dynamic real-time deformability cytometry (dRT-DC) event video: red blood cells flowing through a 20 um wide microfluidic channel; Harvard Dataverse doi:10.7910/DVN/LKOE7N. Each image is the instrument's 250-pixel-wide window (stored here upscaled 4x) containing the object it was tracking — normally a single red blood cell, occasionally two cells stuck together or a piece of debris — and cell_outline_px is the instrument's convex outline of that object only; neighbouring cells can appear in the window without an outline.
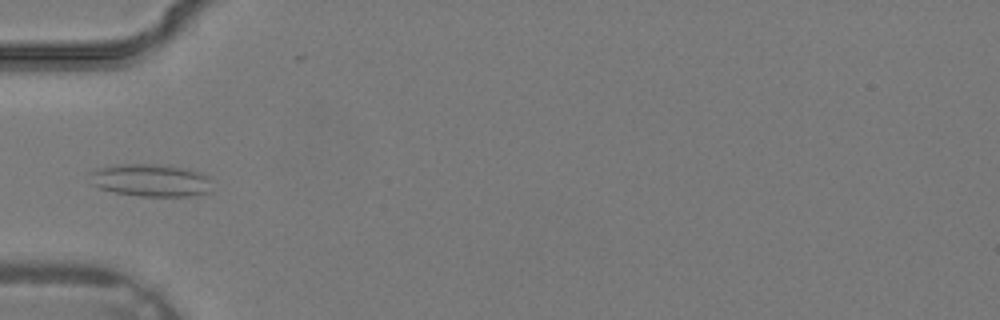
{"species": "common noctule bat (a hibernating species)", "species_latin": "Nyctalus noctula", "temperature_condition": "warm", "stored_images_in_passage": 36, "camera_frame_rate_fps": 3000, "um_per_image_px": 0.085, "animal": {"sex": "male", "body_mass_g": 19.2, "forearm_length_mm": 51.8}, "frame": {"image": 1, "passage_image": 12, "time_ms": 3.667, "image_size_px": [1000, 320], "cell_outline_px": [[212, 192], [188, 196], [140, 196], [116, 192], [100, 188], [92, 184], [88, 172], [96, 168], [120, 164], [160, 164], [184, 168], [200, 172], [208, 176]], "centroid_in_image_um": [12.8, 15.32], "position_along_channel_um": 72.2, "area_um2": 23.29}}
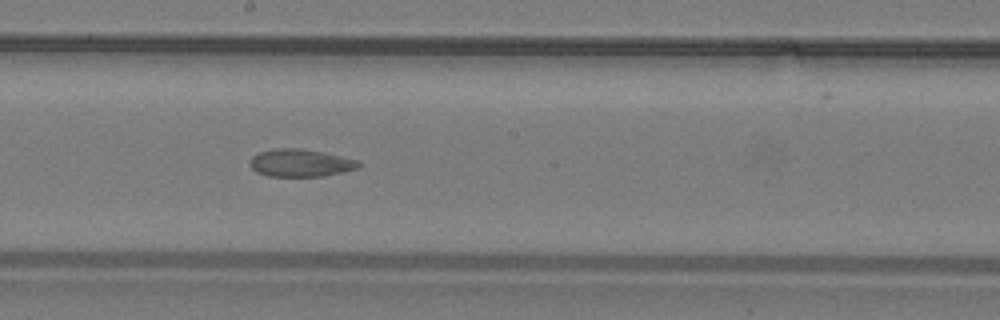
{"frame": {"image": 2, "passage_image": 20, "time_ms": 6.333, "image_size_px": [1000, 320], "cell_outline_px": [[360, 168], [320, 176], [268, 176], [256, 172], [248, 164], [252, 156], [260, 152], [276, 148], [300, 148], [324, 152], [360, 160]], "centroid_in_image_um": [25.54, 13.84], "position_along_channel_um": 222.7, "area_um2": 17.51}}
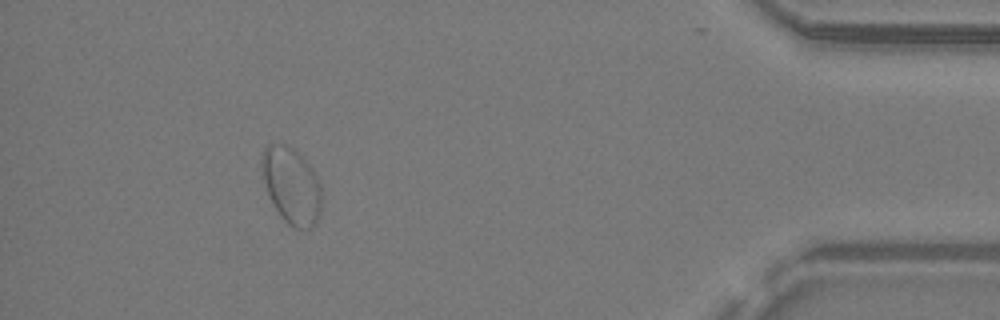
{"frame": {"image": 3, "passage_image": 33, "time_ms": 10.667, "image_size_px": [1000, 320], "cell_outline_px": [[320, 212], [316, 224], [308, 228], [296, 228], [288, 224], [280, 216], [268, 192], [264, 180], [260, 160], [264, 148], [268, 144], [284, 144], [292, 148], [312, 168], [320, 184]], "centroid_in_image_um": [24.77, 15.77], "position_along_channel_um": 410.4, "area_um2": 26.13}}